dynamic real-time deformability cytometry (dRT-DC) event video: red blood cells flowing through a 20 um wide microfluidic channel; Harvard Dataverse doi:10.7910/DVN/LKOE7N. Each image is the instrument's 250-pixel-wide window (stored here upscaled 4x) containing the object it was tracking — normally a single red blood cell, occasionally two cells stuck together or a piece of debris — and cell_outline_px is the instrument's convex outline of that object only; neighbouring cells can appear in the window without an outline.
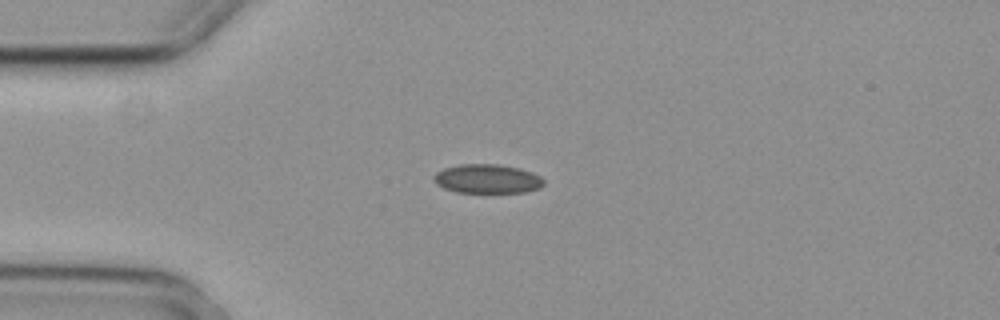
{"species": "common noctule bat (a hibernating species)", "species_latin": "Nyctalus noctula", "temperature_condition": "cold", "stored_images_in_passage": 6, "camera_frame_rate_fps": 3000, "um_per_image_px": 0.085, "animal": {"sex": "female", "body_mass_g": 29.2, "forearm_length_mm": 56.3}, "frame": {"image": 1, "passage_image": 4, "time_ms": 1.0, "image_size_px": [1000, 320], "cell_outline_px": [[544, 184], [540, 188], [524, 192], [456, 192], [444, 188], [436, 184], [432, 180], [432, 176], [436, 172], [444, 168], [460, 164], [496, 164], [520, 168], [532, 172], [540, 176], [544, 180]], "centroid_in_image_um": [41.4, 15.19], "position_along_channel_um": 43.6, "area_um2": 18.73}}
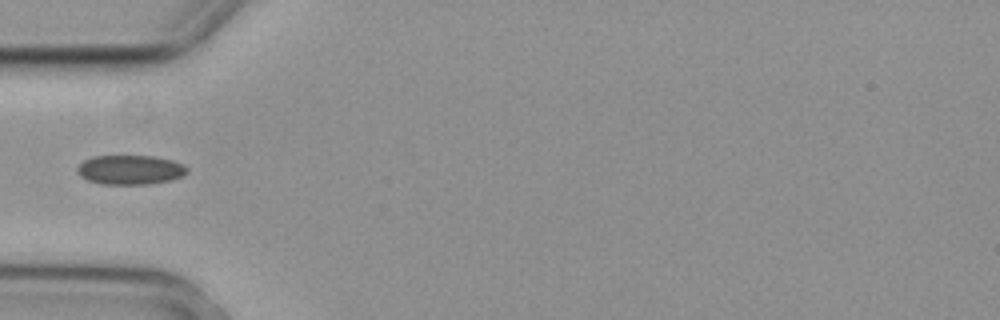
{"frame": {"image": 2, "passage_image": 5, "time_ms": 1.333, "image_size_px": [1000, 320], "cell_outline_px": [[188, 172], [172, 180], [148, 184], [100, 184], [88, 180], [80, 176], [76, 172], [76, 168], [84, 160], [92, 156], [152, 156], [172, 160], [184, 164], [188, 168]], "centroid_in_image_um": [11.05, 14.43], "position_along_channel_um": 73.9, "area_um2": 18.9}}
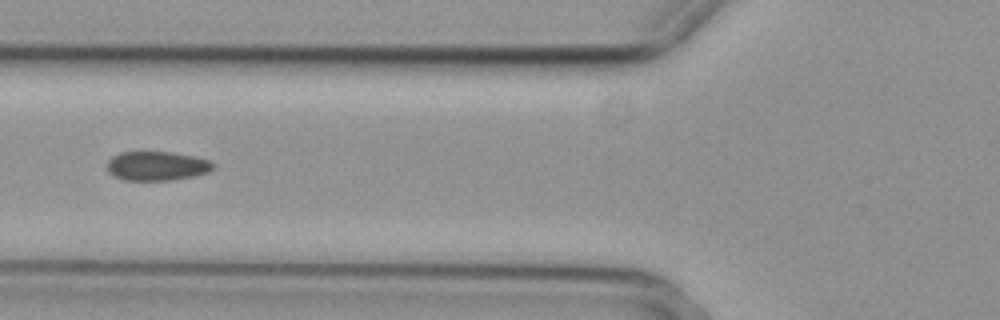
{"frame": {"image": 3, "passage_image": 6, "time_ms": 1.667, "image_size_px": [1000, 320], "cell_outline_px": [[216, 168], [208, 172], [196, 176], [172, 180], [124, 180], [112, 176], [108, 172], [108, 160], [112, 156], [120, 152], [172, 152], [196, 156], [212, 160], [216, 164]], "centroid_in_image_um": [13.39, 14.1], "position_along_channel_um": 112.4, "area_um2": 18.44}}